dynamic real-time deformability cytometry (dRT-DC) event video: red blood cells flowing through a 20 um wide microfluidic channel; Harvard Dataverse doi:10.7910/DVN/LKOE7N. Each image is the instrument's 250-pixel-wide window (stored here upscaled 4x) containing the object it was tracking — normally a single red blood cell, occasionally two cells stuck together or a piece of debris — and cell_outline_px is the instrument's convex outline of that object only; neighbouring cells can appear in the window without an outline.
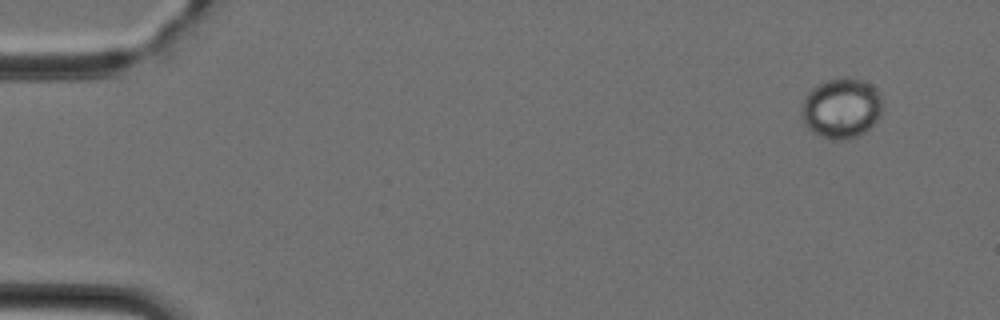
{"species": "Egyptian fruit bat (a non-hibernating species)", "species_latin": "Rousettus aegyptiacus", "temperature_condition": "cold", "stored_images_in_passage": 49, "camera_frame_rate_fps": 3000, "um_per_image_px": 0.085, "animal": {"sex": "female"}, "frame": {"image": 1, "passage_image": 4, "time_ms": 1.0, "image_size_px": [1000, 320], "cell_outline_px": [[884, 104], [880, 116], [872, 128], [856, 136], [844, 140], [832, 140], [820, 136], [812, 132], [804, 124], [804, 96], [816, 84], [824, 80], [844, 76], [848, 76], [864, 80], [876, 88], [884, 100]], "centroid_in_image_um": [71.58, 9.17], "position_along_channel_um": 13.4, "area_um2": 28.96}}
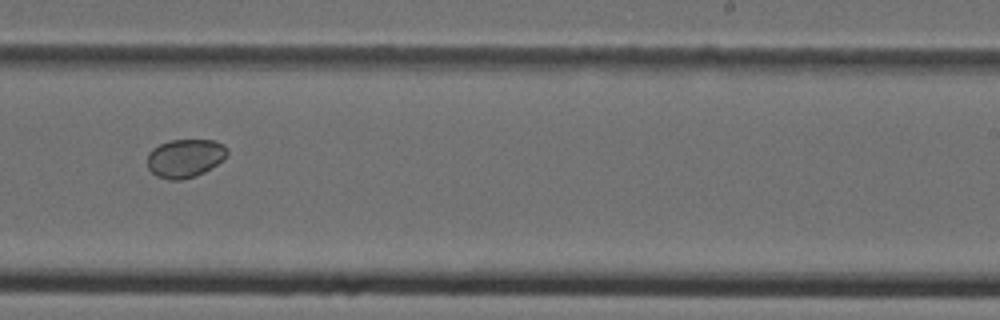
{"frame": {"image": 2, "passage_image": 31, "time_ms": 10.0, "image_size_px": [1000, 320], "cell_outline_px": [[228, 152], [216, 164], [204, 172], [196, 176], [180, 180], [168, 180], [156, 176], [148, 168], [148, 152], [152, 148], [168, 140], [216, 140], [224, 144], [228, 148]], "centroid_in_image_um": [15.71, 13.44], "position_along_channel_um": 273.3, "area_um2": 17.92}}
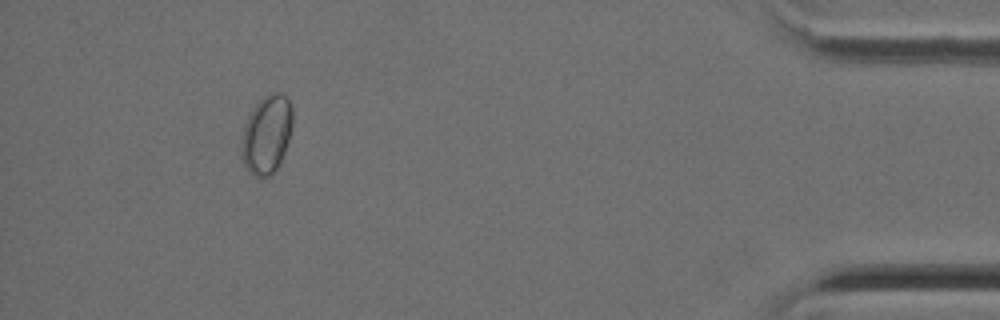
{"frame": {"image": 3, "passage_image": 45, "time_ms": 14.667, "image_size_px": [1000, 320], "cell_outline_px": [[292, 124], [288, 140], [284, 152], [272, 176], [260, 180], [252, 176], [248, 172], [240, 156], [240, 148], [244, 124], [252, 108], [264, 96], [276, 92], [280, 92], [288, 100], [292, 108]], "centroid_in_image_um": [22.62, 11.49], "position_along_channel_um": 412.6, "area_um2": 23.64}}